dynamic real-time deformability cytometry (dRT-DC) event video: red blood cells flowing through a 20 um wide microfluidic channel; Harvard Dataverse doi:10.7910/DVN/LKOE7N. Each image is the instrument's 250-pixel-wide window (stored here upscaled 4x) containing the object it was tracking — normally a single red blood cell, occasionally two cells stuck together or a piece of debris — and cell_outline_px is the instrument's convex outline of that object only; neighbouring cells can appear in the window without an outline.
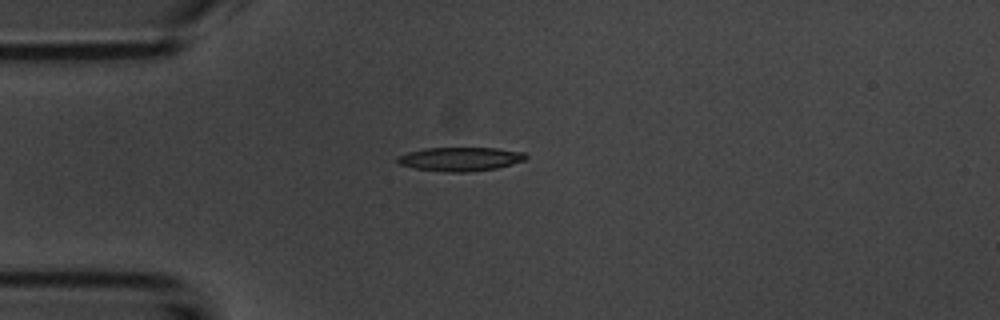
{"species": "common noctule bat (a hibernating species)", "species_latin": "Nyctalus noctula", "temperature_condition": "room temperature", "stored_images_in_passage": 36, "camera_frame_rate_fps": 3000, "um_per_image_px": 0.085, "animal": {"sex": "male", "body_mass_g": 20.1, "forearm_length_mm": 53.5}, "frame": {"image": 1, "passage_image": 1, "time_ms": 0.0, "image_size_px": [1000, 320], "cell_outline_px": [[528, 156], [524, 160], [512, 164], [496, 168], [468, 172], [444, 172], [412, 168], [400, 164], [396, 160], [396, 156], [408, 152], [424, 148], [496, 148], [524, 152]], "centroid_in_image_um": [39.09, 13.52], "position_along_channel_um": 45.9, "area_um2": 17.92}}
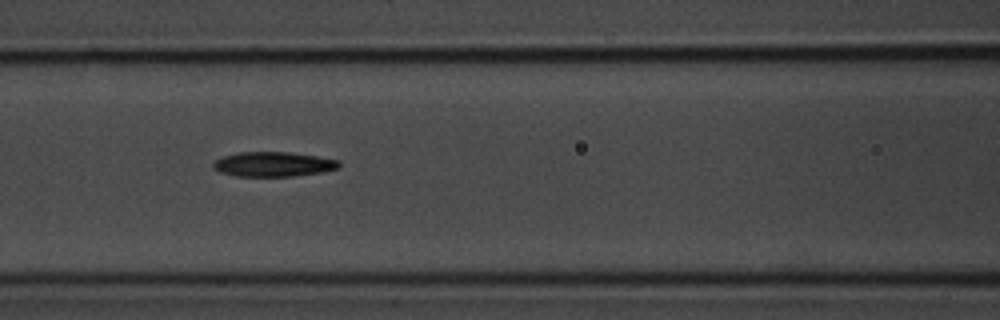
{"frame": {"image": 2, "passage_image": 10, "time_ms": 3.0, "image_size_px": [1000, 320], "cell_outline_px": [[340, 168], [324, 172], [292, 176], [236, 176], [220, 172], [212, 168], [212, 164], [216, 160], [224, 156], [240, 152], [288, 152], [316, 156], [340, 160]], "centroid_in_image_um": [23.26, 13.96], "position_along_channel_um": 143.3, "area_um2": 18.15}}
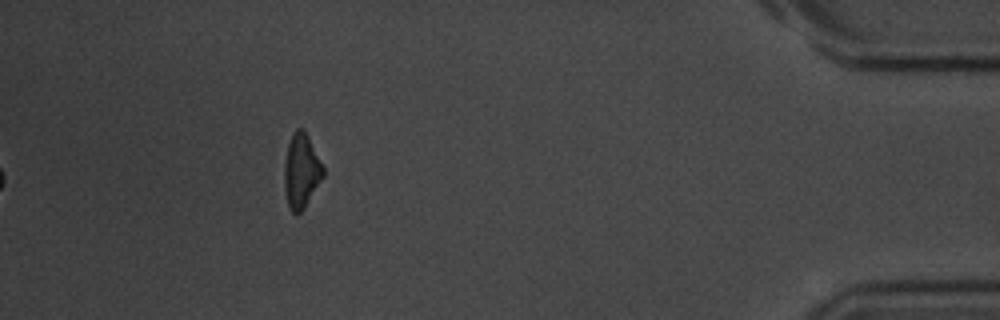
{"frame": {"image": 3, "passage_image": 36, "time_ms": 11.667, "image_size_px": [1000, 320], "cell_outline_px": [[324, 176], [304, 208], [296, 216], [292, 212], [288, 204], [284, 188], [284, 164], [288, 144], [292, 132], [296, 128], [304, 128], [324, 168]], "centroid_in_image_um": [25.6, 14.52], "position_along_channel_um": 409.6, "area_um2": 16.88}, "authors_computed_cell_mechanics": {"area_um2": 17.9469, "velocity_mm_per_s": 3.7293, "shape_relaxation_time_tau1_ms": 2.8619, "shape_relaxation_time_tau2_ms": null, "deformation_change_tau1": 0.1454, "deformation_change_tau2": null}}